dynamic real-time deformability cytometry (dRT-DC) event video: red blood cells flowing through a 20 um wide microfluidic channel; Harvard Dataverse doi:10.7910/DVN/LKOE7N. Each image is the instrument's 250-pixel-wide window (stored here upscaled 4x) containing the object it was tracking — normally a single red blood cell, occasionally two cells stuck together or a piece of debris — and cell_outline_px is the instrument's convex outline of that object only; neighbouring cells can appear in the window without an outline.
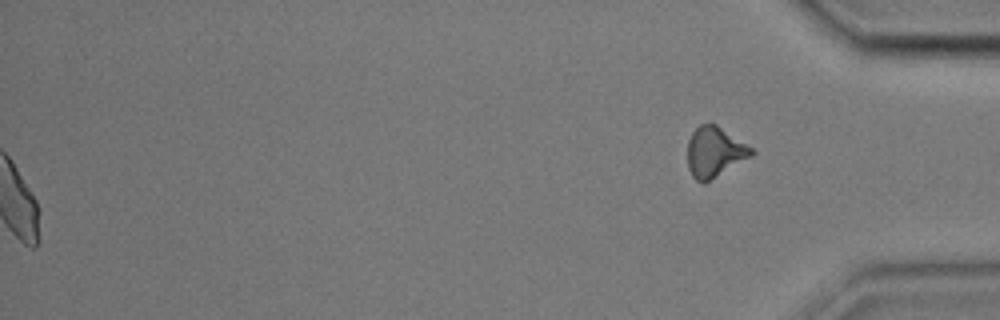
{"species": "common noctule bat (a hibernating species)", "species_latin": "Nyctalus noctula", "temperature_condition": "cold", "stored_images_in_passage": 56, "segment_of_instrument_passage": [2, 2], "camera_frame_rate_fps": 3000, "um_per_image_px": 0.085, "animal": {"sex": "male", "body_mass_g": 17.9, "forearm_length_mm": 54.2}, "frame": {"image": 1, "passage_image": 56, "time_ms": 18.333, "image_size_px": [1000, 320], "cell_outline_px": [[756, 152], [752, 156], [704, 184], [696, 180], [692, 176], [688, 168], [688, 140], [692, 132], [700, 124], [716, 124], [752, 148]], "centroid_in_image_um": [60.73, 12.94], "position_along_channel_um": 374.5, "area_um2": 18.67}}